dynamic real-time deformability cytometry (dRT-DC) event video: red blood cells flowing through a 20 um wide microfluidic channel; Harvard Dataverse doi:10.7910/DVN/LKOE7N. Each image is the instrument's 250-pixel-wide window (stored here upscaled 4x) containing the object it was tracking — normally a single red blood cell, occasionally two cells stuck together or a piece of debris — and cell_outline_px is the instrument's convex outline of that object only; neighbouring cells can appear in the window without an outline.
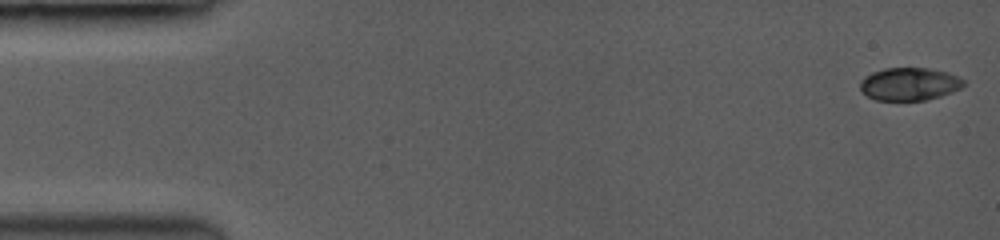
{"species": "common noctule bat (a hibernating species)", "species_latin": "Nyctalus noctula", "temperature_condition": "room temperature", "stored_images_in_passage": 55, "camera_frame_rate_fps": 3500, "um_per_image_px": 0.085, "animal": {"sex": "female", "body_mass_g": 19.0, "forearm_length_mm": 53.3}, "frame": {"image": 1, "passage_image": 1, "time_ms": 0.0, "image_size_px": [1000, 240], "cell_outline_px": [[964, 84], [960, 88], [952, 92], [928, 100], [876, 100], [860, 92], [860, 80], [864, 76], [872, 72], [884, 68], [932, 68], [948, 72], [964, 80]], "centroid_in_image_um": [77.27, 7.14], "position_along_channel_um": 7.7, "area_um2": 19.94}}
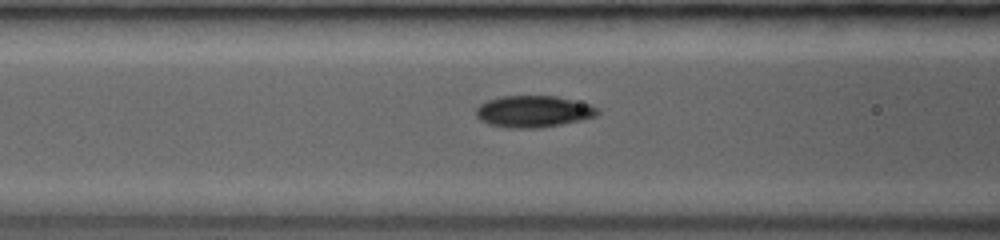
{"frame": {"image": 2, "passage_image": 23, "time_ms": 6.286, "image_size_px": [1000, 240], "cell_outline_px": [[600, 112], [596, 116], [580, 120], [540, 128], [508, 128], [488, 124], [480, 120], [476, 116], [476, 108], [480, 104], [488, 100], [504, 96], [552, 96], [588, 104], [596, 108]], "centroid_in_image_um": [45.29, 9.49], "position_along_channel_um": 121.3, "area_um2": 22.14}}
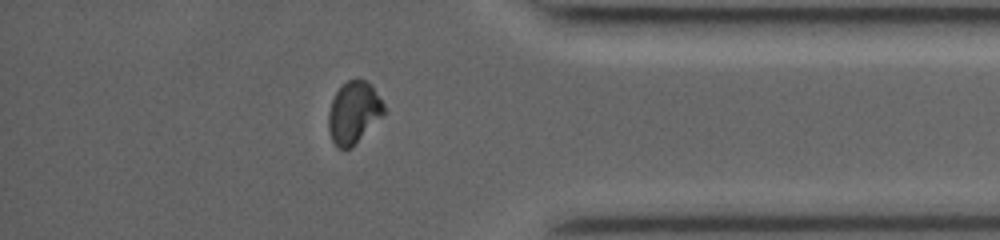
{"frame": {"image": 3, "passage_image": 48, "time_ms": 13.429, "image_size_px": [1000, 240], "cell_outline_px": [[384, 112], [348, 148], [340, 148], [332, 140], [328, 128], [328, 112], [332, 100], [336, 92], [348, 80], [356, 76], [364, 80], [372, 88], [384, 104]], "centroid_in_image_um": [30.01, 9.5], "position_along_channel_um": 405.2, "area_um2": 19.07}, "authors_computed_cell_mechanics": {"area_um2": 20.808, "velocity_mm_per_s": 4.0924, "shape_relaxation_time_tau1_ms": 5.1436, "shape_relaxation_time_tau2_ms": null, "deformation_change_tau1": 0.1771, "deformation_change_tau2": null}}